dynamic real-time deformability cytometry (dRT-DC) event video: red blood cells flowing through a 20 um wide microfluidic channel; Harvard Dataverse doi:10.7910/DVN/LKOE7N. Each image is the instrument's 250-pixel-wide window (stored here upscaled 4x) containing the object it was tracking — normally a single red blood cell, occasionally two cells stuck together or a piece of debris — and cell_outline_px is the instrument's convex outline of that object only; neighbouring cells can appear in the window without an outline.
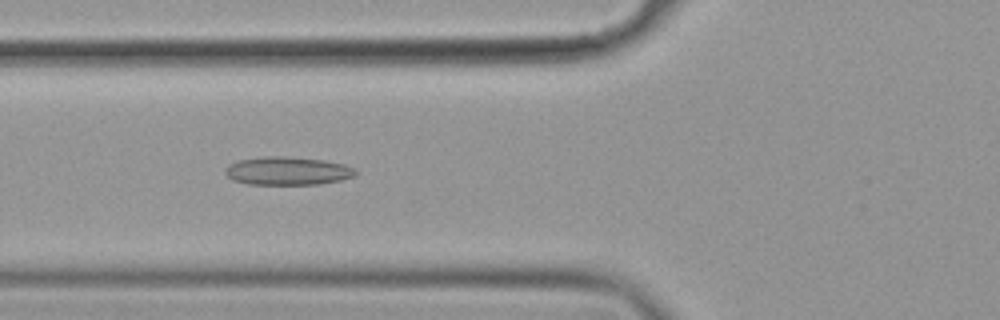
{"species": "common noctule bat (a hibernating species)", "species_latin": "Nyctalus noctula", "temperature_condition": "cold", "stored_images_in_passage": 32, "camera_frame_rate_fps": 3000, "um_per_image_px": 0.085, "animal": {"sex": "female", "body_mass_g": 19.9}, "frame": {"image": 1, "passage_image": 18, "time_ms": 5.667, "image_size_px": [1000, 320], "cell_outline_px": [[356, 176], [340, 180], [320, 184], [248, 184], [232, 180], [224, 172], [224, 168], [228, 164], [236, 160], [264, 156], [284, 156], [324, 160], [344, 164], [352, 168], [356, 172]], "centroid_in_image_um": [24.39, 14.52], "position_along_channel_um": 101.4, "area_um2": 21.56}}
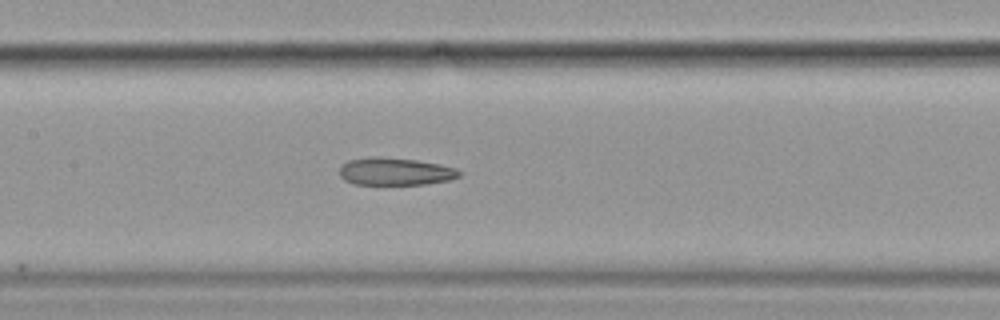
{"frame": {"image": 2, "passage_image": 24, "time_ms": 7.667, "image_size_px": [1000, 320], "cell_outline_px": [[460, 176], [452, 180], [428, 184], [352, 184], [344, 180], [340, 176], [340, 164], [348, 160], [372, 156], [416, 160], [456, 168], [460, 172]], "centroid_in_image_um": [33.56, 14.58], "position_along_channel_um": 173.8, "area_um2": 19.25}}
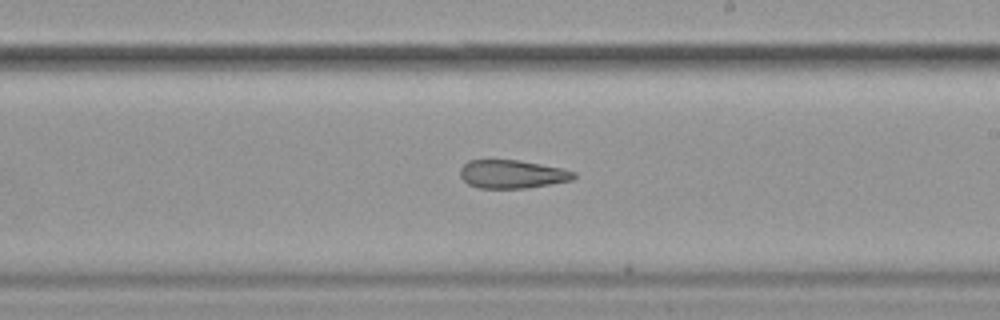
{"frame": {"image": 3, "passage_image": 30, "time_ms": 9.667, "image_size_px": [1000, 320], "cell_outline_px": [[576, 176], [572, 180], [524, 188], [480, 188], [468, 184], [460, 176], [460, 168], [468, 160], [520, 160], [560, 168], [576, 172]], "centroid_in_image_um": [43.51, 14.79], "position_along_channel_um": 245.5, "area_um2": 18.61}}